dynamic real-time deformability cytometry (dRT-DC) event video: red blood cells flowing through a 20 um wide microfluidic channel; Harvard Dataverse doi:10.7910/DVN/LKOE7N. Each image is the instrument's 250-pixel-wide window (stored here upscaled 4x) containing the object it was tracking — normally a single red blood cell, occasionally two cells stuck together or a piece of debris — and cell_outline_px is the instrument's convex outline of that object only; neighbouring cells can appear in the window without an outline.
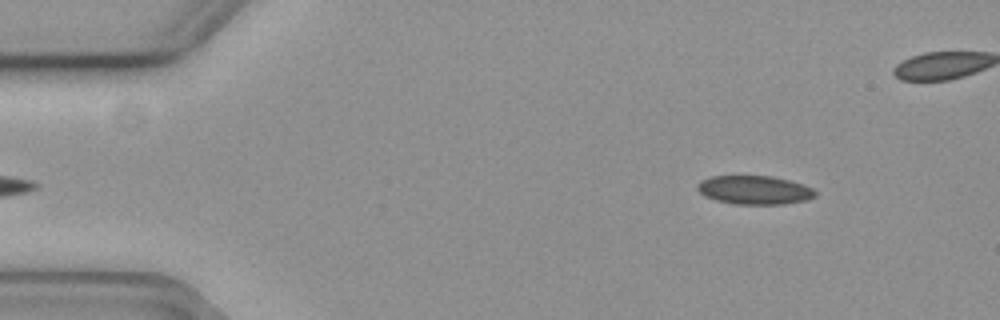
{"species": "common noctule bat (a hibernating species)", "species_latin": "Nyctalus noctula", "temperature_condition": "cold", "stored_images_in_passage": 23, "camera_frame_rate_fps": 3000, "um_per_image_px": 0.085, "animal": {"sex": "female", "body_mass_g": 19.3, "forearm_length_mm": 54.1}, "frame": {"image": 1, "passage_image": 2, "time_ms": 0.333, "image_size_px": [1000, 320], "cell_outline_px": [[816, 196], [808, 200], [784, 204], [736, 204], [716, 200], [704, 196], [696, 188], [696, 184], [700, 180], [712, 176], [772, 176], [804, 184], [812, 188], [816, 192]], "centroid_in_image_um": [64.13, 16.15], "position_along_channel_um": 20.9, "area_um2": 19.83}}